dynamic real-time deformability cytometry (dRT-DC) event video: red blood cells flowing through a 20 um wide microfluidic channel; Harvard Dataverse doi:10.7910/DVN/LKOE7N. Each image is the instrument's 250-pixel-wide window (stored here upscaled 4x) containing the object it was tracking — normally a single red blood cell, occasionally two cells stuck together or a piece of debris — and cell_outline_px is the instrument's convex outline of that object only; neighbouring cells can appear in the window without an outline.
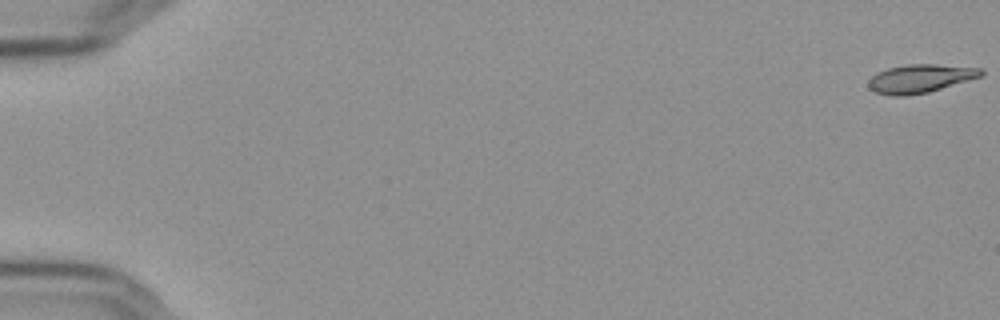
{"species": "Egyptian fruit bat (a non-hibernating species)", "species_latin": "Rousettus aegyptiacus", "temperature_condition": "cold", "stored_images_in_passage": 57, "camera_frame_rate_fps": 3000, "um_per_image_px": 0.085, "frame": {"image": 1, "passage_image": 1, "time_ms": 0.0, "image_size_px": [1000, 320], "cell_outline_px": [[984, 76], [928, 92], [904, 96], [892, 96], [876, 92], [868, 88], [868, 80], [872, 76], [888, 68], [908, 64], [936, 64], [984, 68]], "centroid_in_image_um": [78.26, 6.67], "position_along_channel_um": 6.7, "area_um2": 18.73}}
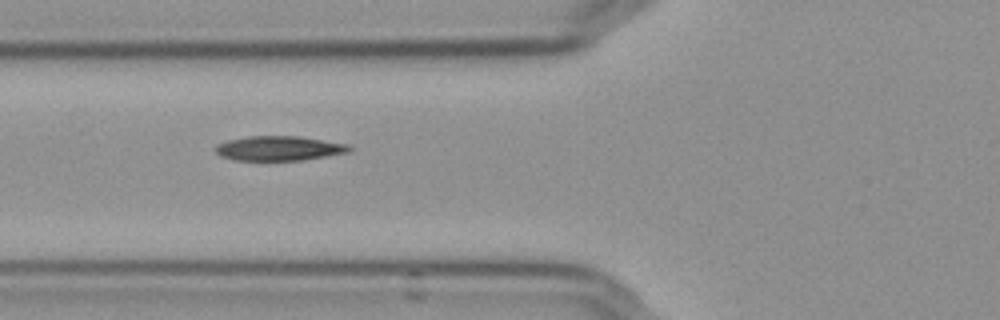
{"frame": {"image": 2, "passage_image": 23, "time_ms": 7.333, "image_size_px": [1000, 320], "cell_outline_px": [[352, 148], [348, 152], [304, 160], [236, 160], [220, 156], [212, 148], [216, 144], [228, 140], [248, 136], [300, 136], [348, 144]], "centroid_in_image_um": [23.68, 12.6], "position_along_channel_um": 102.1, "area_um2": 19.25}}
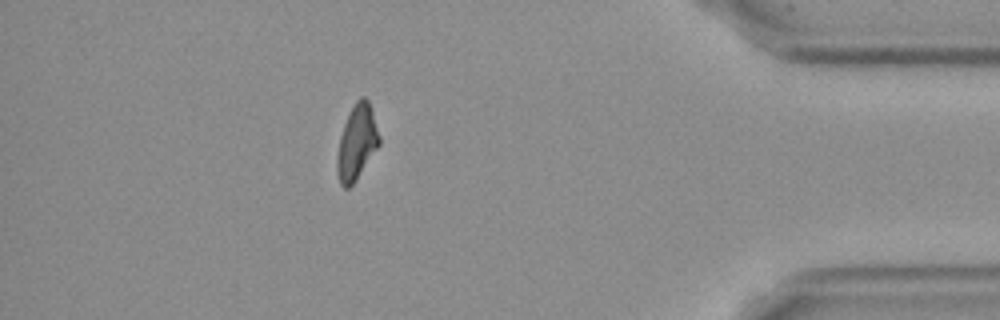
{"frame": {"image": 3, "passage_image": 51, "time_ms": 16.667, "image_size_px": [1000, 320], "cell_outline_px": [[380, 144], [356, 180], [348, 188], [344, 188], [340, 184], [336, 172], [336, 156], [340, 136], [344, 124], [356, 100], [360, 96], [364, 96], [368, 100], [380, 136]], "centroid_in_image_um": [30.31, 12.13], "position_along_channel_um": 404.9, "area_um2": 18.32}, "authors_computed_cell_mechanics": {"area_um2": 18.8428, "velocity_mm_per_s": 3.6512, "shape_relaxation_time_tau1_ms": 4.9332, "shape_relaxation_time_tau2_ms": 2.4712, "deformation_change_tau1": 0.1615, "deformation_change_tau2": 0.0862}}